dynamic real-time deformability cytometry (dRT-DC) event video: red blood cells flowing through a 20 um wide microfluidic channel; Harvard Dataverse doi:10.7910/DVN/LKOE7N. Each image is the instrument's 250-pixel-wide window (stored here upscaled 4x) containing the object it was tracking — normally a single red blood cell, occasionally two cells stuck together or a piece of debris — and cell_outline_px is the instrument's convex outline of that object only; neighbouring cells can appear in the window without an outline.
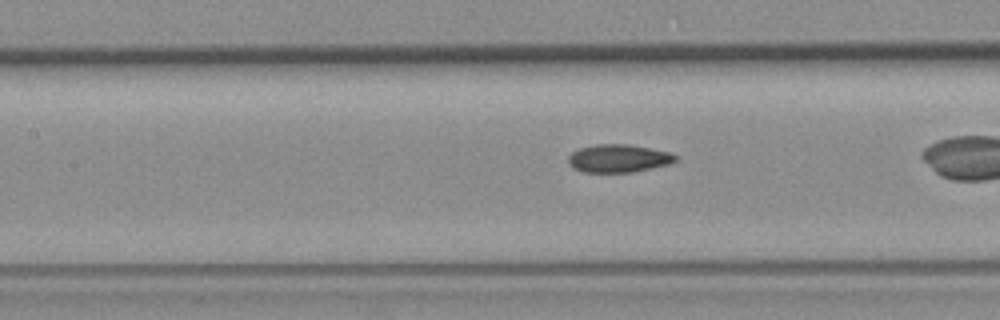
{"species": "common noctule bat (a hibernating species)", "species_latin": "Nyctalus noctula", "temperature_condition": "room temperature", "stored_images_in_passage": 34, "camera_frame_rate_fps": 3000, "um_per_image_px": 0.085, "animal": {"sex": "female", "body_mass_g": 19.3, "forearm_length_mm": 54.1}, "frame": {"image": 1, "passage_image": 16, "time_ms": 5.0, "image_size_px": [1000, 320], "cell_outline_px": [[676, 160], [668, 164], [632, 172], [584, 172], [572, 168], [568, 164], [568, 156], [572, 152], [580, 148], [596, 144], [628, 144], [668, 152], [676, 156]], "centroid_in_image_um": [52.5, 13.46], "position_along_channel_um": 154.9, "area_um2": 17.28}}
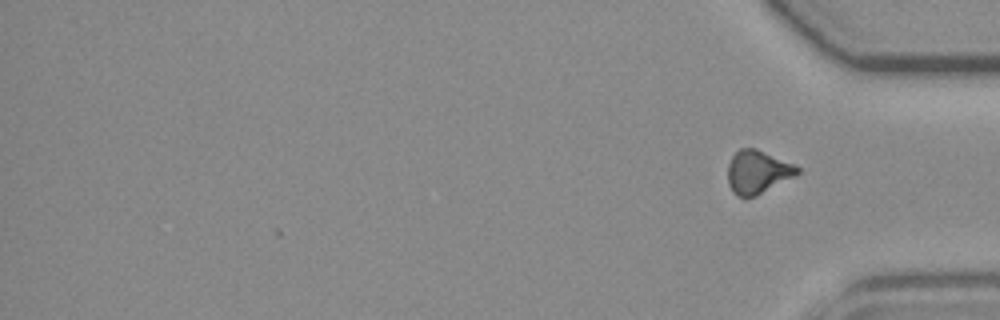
{"frame": {"image": 2, "passage_image": 34, "time_ms": 11.0, "image_size_px": [1000, 320], "cell_outline_px": [[800, 172], [796, 176], [756, 196], [744, 200], [736, 196], [732, 192], [728, 184], [728, 164], [732, 156], [740, 148], [756, 148], [796, 164], [800, 168]], "centroid_in_image_um": [64.4, 14.64], "position_along_channel_um": 370.8, "area_um2": 18.03}, "authors_computed_cell_mechanics": {"area_um2": 17.1955, "velocity_mm_per_s": 3.6349, "shape_relaxation_time_tau1_ms": null, "shape_relaxation_time_tau2_ms": 1.7698, "deformation_change_tau1": null, "deformation_change_tau2": 0.0545}}